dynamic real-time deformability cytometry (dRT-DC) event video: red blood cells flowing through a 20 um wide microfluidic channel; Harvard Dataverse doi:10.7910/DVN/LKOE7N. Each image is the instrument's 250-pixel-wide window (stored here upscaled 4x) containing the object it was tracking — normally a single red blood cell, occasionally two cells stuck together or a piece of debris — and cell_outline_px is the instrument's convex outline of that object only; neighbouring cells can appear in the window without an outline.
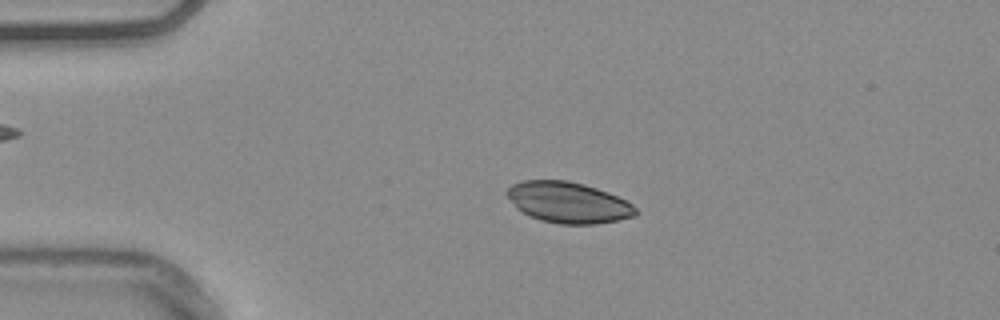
{"species": "common noctule bat (a hibernating species)", "species_latin": "Nyctalus noctula", "temperature_condition": "warm", "stored_images_in_passage": 54, "camera_frame_rate_fps": 3000, "um_per_image_px": 0.085, "animal": {"sex": "male", "body_mass_g": 20.4}, "frame": {"image": 1, "passage_image": 12, "time_ms": 3.667, "image_size_px": [1000, 320], "cell_outline_px": [[640, 212], [636, 216], [596, 224], [560, 224], [540, 220], [528, 216], [516, 208], [504, 192], [512, 184], [524, 180], [568, 180], [584, 184], [608, 192], [628, 200]], "centroid_in_image_um": [48.31, 17.21], "position_along_channel_um": 36.7, "area_um2": 31.04}}
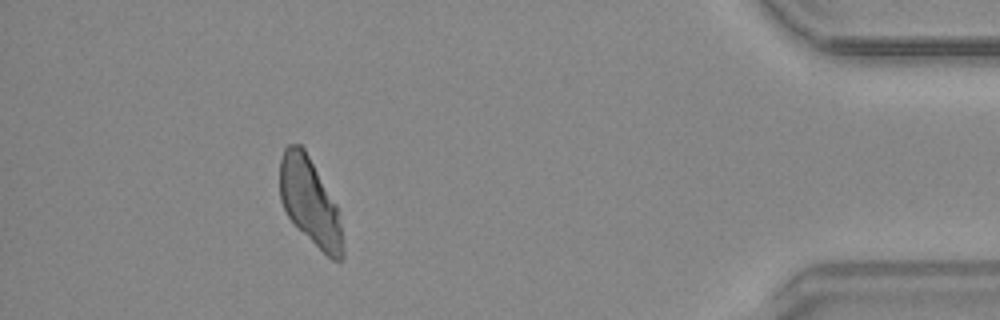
{"frame": {"image": 2, "passage_image": 49, "time_ms": 16.0, "image_size_px": [1000, 320], "cell_outline_px": [[344, 256], [340, 260], [332, 260], [288, 216], [280, 200], [280, 160], [284, 148], [288, 144], [300, 144], [304, 148], [336, 204], [340, 224], [344, 248]], "centroid_in_image_um": [26.34, 17.11], "position_along_channel_um": 408.9, "area_um2": 31.1}}